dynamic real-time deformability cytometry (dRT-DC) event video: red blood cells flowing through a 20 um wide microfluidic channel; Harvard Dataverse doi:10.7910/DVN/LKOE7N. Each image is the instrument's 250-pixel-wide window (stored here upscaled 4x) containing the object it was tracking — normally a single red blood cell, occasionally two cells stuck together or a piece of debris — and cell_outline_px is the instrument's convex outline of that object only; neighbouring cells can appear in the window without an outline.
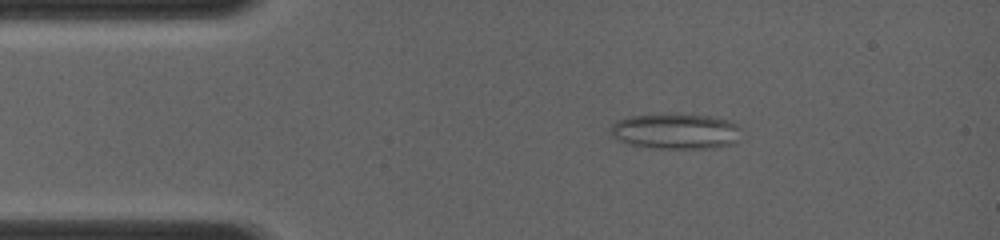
{"species": "common noctule bat (a hibernating species)", "species_latin": "Nyctalus noctula", "temperature_condition": "room temperature", "stored_images_in_passage": 13, "camera_frame_rate_fps": 4000, "um_per_image_px": 0.085, "animal": {"sex": "female", "body_mass_g": 19.0, "forearm_length_mm": 56.7}, "frame": {"image": 1, "passage_image": 6, "time_ms": 2.0, "image_size_px": [1000, 240], "cell_outline_px": [[740, 128], [736, 140], [732, 144], [716, 148], [656, 148], [628, 144], [616, 140], [612, 136], [612, 124], [616, 120], [628, 116], [660, 112], [676, 112], [712, 116], [728, 120], [736, 124]], "centroid_in_image_um": [57.39, 11.11], "position_along_channel_um": 27.6, "area_um2": 27.8}}
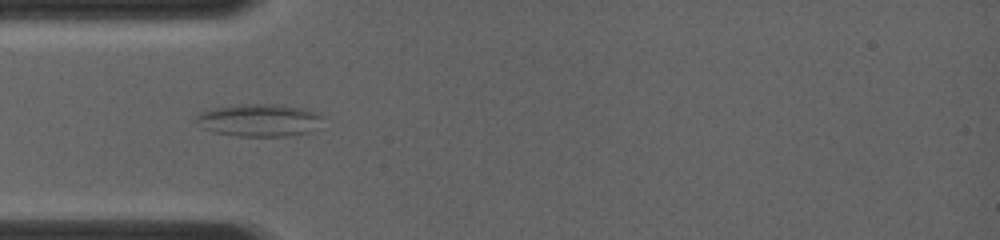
{"frame": {"image": 2, "passage_image": 11, "time_ms": 3.75, "image_size_px": [1000, 240], "cell_outline_px": [[320, 116], [308, 132], [288, 136], [240, 136], [216, 132], [204, 128], [192, 120], [200, 112], [216, 108], [248, 104], [276, 104], [304, 108], [320, 112]], "centroid_in_image_um": [21.96, 10.21], "position_along_channel_um": 63.0, "area_um2": 23.41}}
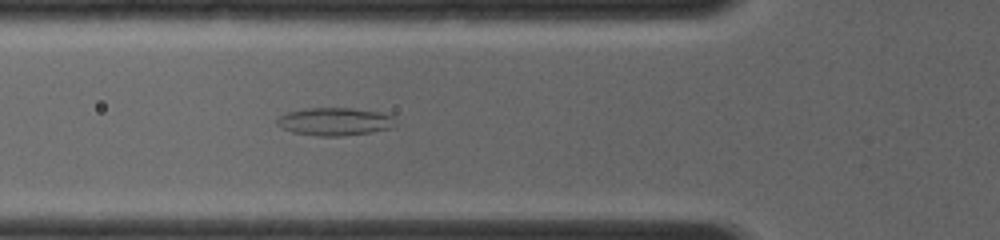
{"frame": {"image": 3, "passage_image": 13, "time_ms": 4.5, "image_size_px": [1000, 240], "cell_outline_px": [[396, 124], [392, 128], [368, 132], [340, 136], [320, 136], [292, 132], [276, 124], [276, 120], [280, 116], [288, 112], [304, 108], [352, 108], [380, 112], [396, 116]], "centroid_in_image_um": [28.49, 10.32], "position_along_channel_um": 97.3, "area_um2": 19.25}}